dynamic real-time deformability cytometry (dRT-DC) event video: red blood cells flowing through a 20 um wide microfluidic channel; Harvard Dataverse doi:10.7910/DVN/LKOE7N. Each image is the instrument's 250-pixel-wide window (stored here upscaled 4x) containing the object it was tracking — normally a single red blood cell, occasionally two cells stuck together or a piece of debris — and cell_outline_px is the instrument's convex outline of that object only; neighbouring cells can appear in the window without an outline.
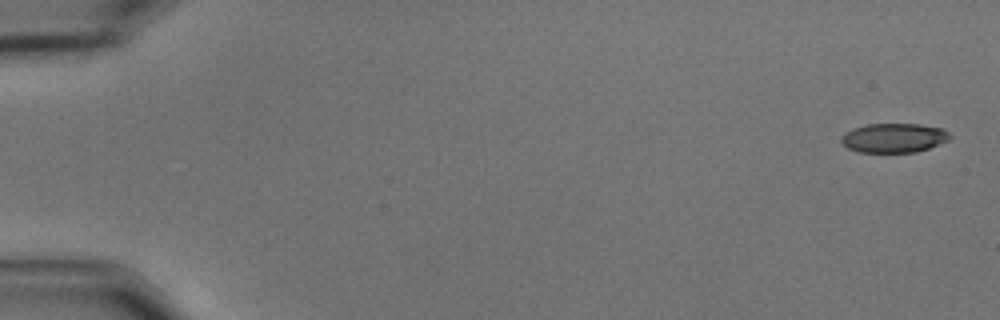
{"species": "common noctule bat (a hibernating species)", "species_latin": "Nyctalus noctula", "temperature_condition": "cold", "stored_images_in_passage": 10, "camera_frame_rate_fps": 3000, "um_per_image_px": 0.085, "animal": {"sex": "male", "body_mass_g": 15.6}, "frame": {"image": 1, "passage_image": 1, "time_ms": 0.0, "image_size_px": [1000, 320], "cell_outline_px": [[952, 136], [948, 140], [928, 148], [916, 152], [860, 152], [848, 148], [840, 140], [840, 136], [852, 128], [868, 124], [920, 124], [940, 128], [948, 132]], "centroid_in_image_um": [75.96, 11.72], "position_along_channel_um": 9.0, "area_um2": 18.44}}